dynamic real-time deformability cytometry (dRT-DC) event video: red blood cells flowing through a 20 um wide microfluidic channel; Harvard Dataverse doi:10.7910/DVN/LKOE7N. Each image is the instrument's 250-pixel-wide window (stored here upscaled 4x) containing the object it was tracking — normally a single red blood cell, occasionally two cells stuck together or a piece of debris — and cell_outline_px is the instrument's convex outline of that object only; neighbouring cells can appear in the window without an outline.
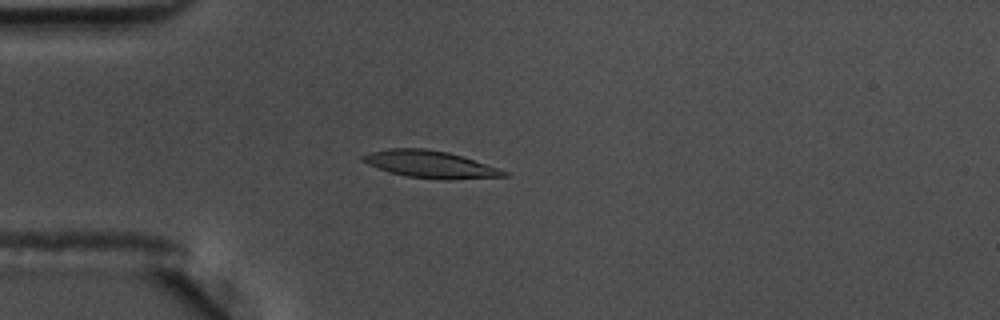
{"species": "common noctule bat (a hibernating species)", "species_latin": "Nyctalus noctula", "temperature_condition": "warm", "stored_images_in_passage": 57, "camera_frame_rate_fps": 3000, "um_per_image_px": 0.085, "animal": {"sex": "male", "body_mass_g": 17.5, "forearm_length_mm": 52.3}, "frame": {"image": 1, "passage_image": 16, "time_ms": 5.0, "image_size_px": [1000, 320], "cell_outline_px": [[508, 176], [408, 176], [388, 172], [368, 164], [360, 160], [360, 156], [372, 152], [388, 148], [424, 148], [448, 152], [500, 168], [508, 172]], "centroid_in_image_um": [36.42, 13.89], "position_along_channel_um": 48.6, "area_um2": 20.81}}
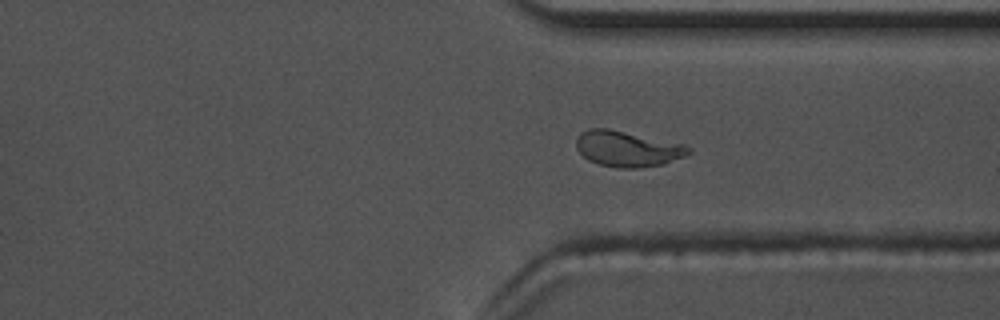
{"frame": {"image": 2, "passage_image": 43, "time_ms": 14.0, "image_size_px": [1000, 320], "cell_outline_px": [[692, 152], [684, 156], [664, 164], [640, 168], [616, 168], [600, 164], [588, 160], [576, 148], [576, 140], [580, 132], [592, 128], [608, 128], [684, 144], [692, 148]], "centroid_in_image_um": [53.34, 12.65], "position_along_channel_um": 358.1, "area_um2": 23.41}}
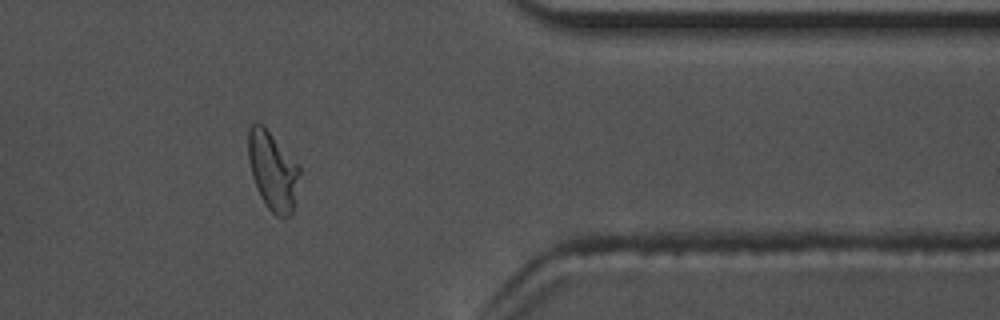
{"frame": {"image": 3, "passage_image": 47, "time_ms": 15.333, "image_size_px": [1000, 320], "cell_outline_px": [[300, 172], [292, 216], [276, 216], [264, 204], [260, 196], [252, 176], [248, 160], [248, 128], [256, 120], [264, 124], [300, 164]], "centroid_in_image_um": [23.18, 14.46], "position_along_channel_um": 388.2, "area_um2": 24.1}, "authors_computed_cell_mechanics": {"area_um2": 22.0218, "velocity_mm_per_s": 3.6042, "shape_relaxation_time_tau1_ms": 5.098, "shape_relaxation_time_tau2_ms": 1.609, "deformation_change_tau1": 0.1775, "deformation_change_tau2": 0.0724}}